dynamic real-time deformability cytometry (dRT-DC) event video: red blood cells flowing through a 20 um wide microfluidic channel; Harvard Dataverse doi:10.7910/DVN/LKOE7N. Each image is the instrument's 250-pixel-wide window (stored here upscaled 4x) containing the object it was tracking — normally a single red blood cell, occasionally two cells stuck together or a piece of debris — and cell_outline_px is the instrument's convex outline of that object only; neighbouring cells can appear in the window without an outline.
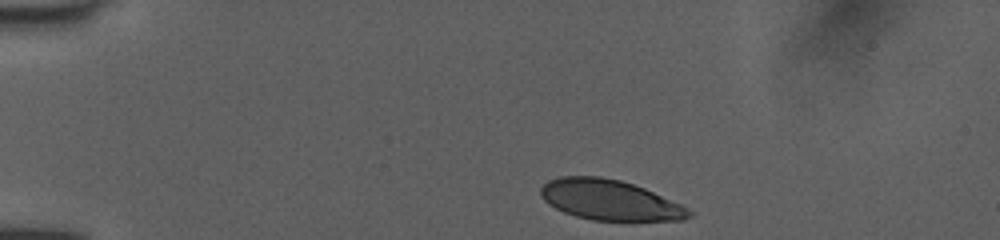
{"species": "human", "species_latin": "Homo sapiens", "temperature_condition": "room temperature", "stored_images_in_passage": 36, "camera_frame_rate_fps": 3000, "um_per_image_px": 0.085, "donor": {"sex": "female"}, "frame": {"image": 1, "passage_image": 1, "time_ms": 0.0, "image_size_px": [1000, 240], "cell_outline_px": [[696, 212], [692, 216], [684, 220], [592, 220], [576, 216], [564, 212], [548, 204], [540, 196], [540, 188], [548, 180], [560, 176], [600, 176], [620, 180], [644, 188], [680, 204]], "centroid_in_image_um": [51.82, 17.0], "position_along_channel_um": 33.2, "area_um2": 34.8}}
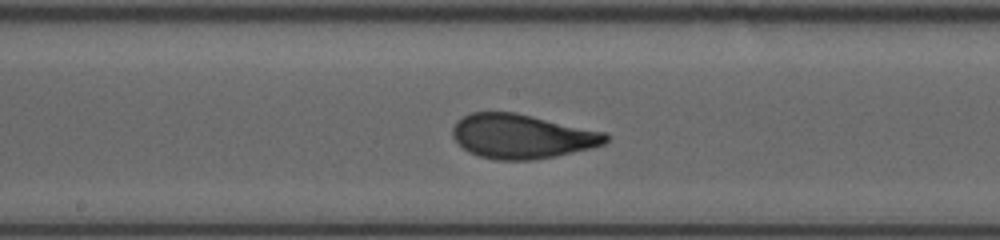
{"frame": {"image": 2, "passage_image": 19, "time_ms": 6.0, "image_size_px": [1000, 240], "cell_outline_px": [[608, 140], [604, 144], [592, 148], [556, 156], [532, 160], [496, 160], [480, 156], [468, 152], [452, 136], [452, 128], [456, 120], [472, 112], [516, 112], [608, 132]], "centroid_in_image_um": [44.39, 11.58], "position_along_channel_um": 203.8, "area_um2": 39.88}}
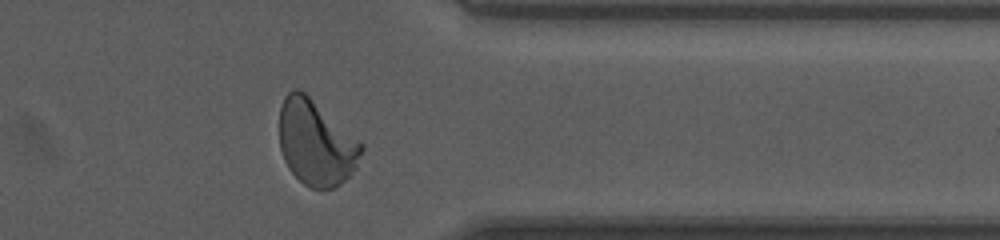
{"frame": {"image": 3, "passage_image": 33, "time_ms": 10.667, "image_size_px": [1000, 240], "cell_outline_px": [[364, 148], [356, 168], [340, 184], [332, 188], [308, 188], [288, 168], [284, 160], [280, 148], [280, 108], [284, 96], [292, 88], [300, 88], [360, 140], [364, 144]], "centroid_in_image_um": [26.86, 12.12], "position_along_channel_um": 384.5, "area_um2": 40.86}, "authors_computed_cell_mechanics": {"area_um2": 39.4774, "velocity_mm_per_s": 4.0168, "shape_relaxation_time_tau1_ms": 3.2528, "shape_relaxation_time_tau2_ms": null, "deformation_change_tau1": 0.1589, "deformation_change_tau2": null}}